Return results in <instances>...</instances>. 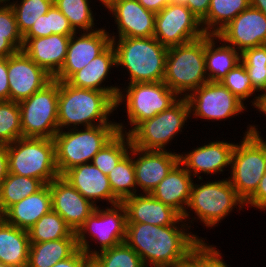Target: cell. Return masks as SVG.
I'll use <instances>...</instances> for the list:
<instances>
[{
	"mask_svg": "<svg viewBox=\"0 0 266 267\" xmlns=\"http://www.w3.org/2000/svg\"><path fill=\"white\" fill-rule=\"evenodd\" d=\"M17 50L6 40V36H0V57H9Z\"/></svg>",
	"mask_w": 266,
	"mask_h": 267,
	"instance_id": "52",
	"label": "cell"
},
{
	"mask_svg": "<svg viewBox=\"0 0 266 267\" xmlns=\"http://www.w3.org/2000/svg\"><path fill=\"white\" fill-rule=\"evenodd\" d=\"M52 210L49 184L38 192L10 206L1 217L9 224L28 231L43 215Z\"/></svg>",
	"mask_w": 266,
	"mask_h": 267,
	"instance_id": "27",
	"label": "cell"
},
{
	"mask_svg": "<svg viewBox=\"0 0 266 267\" xmlns=\"http://www.w3.org/2000/svg\"><path fill=\"white\" fill-rule=\"evenodd\" d=\"M133 162L137 194L141 191L151 193L179 162V154L170 150H144L133 146Z\"/></svg>",
	"mask_w": 266,
	"mask_h": 267,
	"instance_id": "20",
	"label": "cell"
},
{
	"mask_svg": "<svg viewBox=\"0 0 266 267\" xmlns=\"http://www.w3.org/2000/svg\"><path fill=\"white\" fill-rule=\"evenodd\" d=\"M201 21L186 5L170 3L156 13L154 37L167 48L205 36Z\"/></svg>",
	"mask_w": 266,
	"mask_h": 267,
	"instance_id": "14",
	"label": "cell"
},
{
	"mask_svg": "<svg viewBox=\"0 0 266 267\" xmlns=\"http://www.w3.org/2000/svg\"><path fill=\"white\" fill-rule=\"evenodd\" d=\"M103 207L101 209L97 205L95 211L75 232L78 248L89 257L125 242L127 218L124 205L120 202ZM89 240L95 241L99 250L96 247L92 249Z\"/></svg>",
	"mask_w": 266,
	"mask_h": 267,
	"instance_id": "9",
	"label": "cell"
},
{
	"mask_svg": "<svg viewBox=\"0 0 266 267\" xmlns=\"http://www.w3.org/2000/svg\"><path fill=\"white\" fill-rule=\"evenodd\" d=\"M220 83L244 104V101L252 97L251 106L254 108L257 105L260 94L257 93L256 95L253 90L251 80L241 62L231 69Z\"/></svg>",
	"mask_w": 266,
	"mask_h": 267,
	"instance_id": "41",
	"label": "cell"
},
{
	"mask_svg": "<svg viewBox=\"0 0 266 267\" xmlns=\"http://www.w3.org/2000/svg\"><path fill=\"white\" fill-rule=\"evenodd\" d=\"M190 230L188 225L127 223L125 243L137 252L145 267H179L205 242Z\"/></svg>",
	"mask_w": 266,
	"mask_h": 267,
	"instance_id": "1",
	"label": "cell"
},
{
	"mask_svg": "<svg viewBox=\"0 0 266 267\" xmlns=\"http://www.w3.org/2000/svg\"><path fill=\"white\" fill-rule=\"evenodd\" d=\"M51 8L44 15H41L30 30L23 36L25 44L30 38L45 37L52 34Z\"/></svg>",
	"mask_w": 266,
	"mask_h": 267,
	"instance_id": "44",
	"label": "cell"
},
{
	"mask_svg": "<svg viewBox=\"0 0 266 267\" xmlns=\"http://www.w3.org/2000/svg\"><path fill=\"white\" fill-rule=\"evenodd\" d=\"M250 6L260 10L266 15V0H250Z\"/></svg>",
	"mask_w": 266,
	"mask_h": 267,
	"instance_id": "55",
	"label": "cell"
},
{
	"mask_svg": "<svg viewBox=\"0 0 266 267\" xmlns=\"http://www.w3.org/2000/svg\"><path fill=\"white\" fill-rule=\"evenodd\" d=\"M49 189L52 211L58 213L74 232L78 230L97 207L91 201L84 198L62 176L50 182Z\"/></svg>",
	"mask_w": 266,
	"mask_h": 267,
	"instance_id": "21",
	"label": "cell"
},
{
	"mask_svg": "<svg viewBox=\"0 0 266 267\" xmlns=\"http://www.w3.org/2000/svg\"><path fill=\"white\" fill-rule=\"evenodd\" d=\"M259 111L261 114L266 116V93L259 95V99L257 105L254 107Z\"/></svg>",
	"mask_w": 266,
	"mask_h": 267,
	"instance_id": "54",
	"label": "cell"
},
{
	"mask_svg": "<svg viewBox=\"0 0 266 267\" xmlns=\"http://www.w3.org/2000/svg\"><path fill=\"white\" fill-rule=\"evenodd\" d=\"M115 101L108 92L77 88L66 81H59L58 130L117 125L109 120L116 111Z\"/></svg>",
	"mask_w": 266,
	"mask_h": 267,
	"instance_id": "2",
	"label": "cell"
},
{
	"mask_svg": "<svg viewBox=\"0 0 266 267\" xmlns=\"http://www.w3.org/2000/svg\"><path fill=\"white\" fill-rule=\"evenodd\" d=\"M29 248L28 231L0 217V263L7 267H27Z\"/></svg>",
	"mask_w": 266,
	"mask_h": 267,
	"instance_id": "28",
	"label": "cell"
},
{
	"mask_svg": "<svg viewBox=\"0 0 266 267\" xmlns=\"http://www.w3.org/2000/svg\"><path fill=\"white\" fill-rule=\"evenodd\" d=\"M91 0H53V4L68 19L76 32L93 31L98 23H95L96 15L90 7Z\"/></svg>",
	"mask_w": 266,
	"mask_h": 267,
	"instance_id": "35",
	"label": "cell"
},
{
	"mask_svg": "<svg viewBox=\"0 0 266 267\" xmlns=\"http://www.w3.org/2000/svg\"><path fill=\"white\" fill-rule=\"evenodd\" d=\"M250 125L243 139L233 149L231 170L228 177L237 195L246 202L257 190L266 172V155L262 146L249 134Z\"/></svg>",
	"mask_w": 266,
	"mask_h": 267,
	"instance_id": "12",
	"label": "cell"
},
{
	"mask_svg": "<svg viewBox=\"0 0 266 267\" xmlns=\"http://www.w3.org/2000/svg\"><path fill=\"white\" fill-rule=\"evenodd\" d=\"M69 40L70 36L60 34L30 38L22 50L54 78L65 61Z\"/></svg>",
	"mask_w": 266,
	"mask_h": 267,
	"instance_id": "25",
	"label": "cell"
},
{
	"mask_svg": "<svg viewBox=\"0 0 266 267\" xmlns=\"http://www.w3.org/2000/svg\"><path fill=\"white\" fill-rule=\"evenodd\" d=\"M8 172L45 185L59 177L53 139L21 137L8 144Z\"/></svg>",
	"mask_w": 266,
	"mask_h": 267,
	"instance_id": "8",
	"label": "cell"
},
{
	"mask_svg": "<svg viewBox=\"0 0 266 267\" xmlns=\"http://www.w3.org/2000/svg\"><path fill=\"white\" fill-rule=\"evenodd\" d=\"M45 184L36 178L8 173L0 186V215L23 198L41 190Z\"/></svg>",
	"mask_w": 266,
	"mask_h": 267,
	"instance_id": "32",
	"label": "cell"
},
{
	"mask_svg": "<svg viewBox=\"0 0 266 267\" xmlns=\"http://www.w3.org/2000/svg\"><path fill=\"white\" fill-rule=\"evenodd\" d=\"M116 66V53L110 44L101 54L92 59L88 65L74 73L66 82L77 88L93 89L110 93L115 99L120 86H105L111 74V68Z\"/></svg>",
	"mask_w": 266,
	"mask_h": 267,
	"instance_id": "24",
	"label": "cell"
},
{
	"mask_svg": "<svg viewBox=\"0 0 266 267\" xmlns=\"http://www.w3.org/2000/svg\"><path fill=\"white\" fill-rule=\"evenodd\" d=\"M138 2L144 8L156 14L161 11L165 6L172 3V0H138Z\"/></svg>",
	"mask_w": 266,
	"mask_h": 267,
	"instance_id": "51",
	"label": "cell"
},
{
	"mask_svg": "<svg viewBox=\"0 0 266 267\" xmlns=\"http://www.w3.org/2000/svg\"><path fill=\"white\" fill-rule=\"evenodd\" d=\"M179 267H204L193 255Z\"/></svg>",
	"mask_w": 266,
	"mask_h": 267,
	"instance_id": "56",
	"label": "cell"
},
{
	"mask_svg": "<svg viewBox=\"0 0 266 267\" xmlns=\"http://www.w3.org/2000/svg\"><path fill=\"white\" fill-rule=\"evenodd\" d=\"M113 194L122 202L127 197L137 194L133 146L108 174Z\"/></svg>",
	"mask_w": 266,
	"mask_h": 267,
	"instance_id": "33",
	"label": "cell"
},
{
	"mask_svg": "<svg viewBox=\"0 0 266 267\" xmlns=\"http://www.w3.org/2000/svg\"><path fill=\"white\" fill-rule=\"evenodd\" d=\"M53 80L23 50L8 57L9 100L20 102Z\"/></svg>",
	"mask_w": 266,
	"mask_h": 267,
	"instance_id": "16",
	"label": "cell"
},
{
	"mask_svg": "<svg viewBox=\"0 0 266 267\" xmlns=\"http://www.w3.org/2000/svg\"><path fill=\"white\" fill-rule=\"evenodd\" d=\"M62 177L95 206L98 201H106L110 205L121 202L112 192L108 175L92 162L72 167Z\"/></svg>",
	"mask_w": 266,
	"mask_h": 267,
	"instance_id": "23",
	"label": "cell"
},
{
	"mask_svg": "<svg viewBox=\"0 0 266 267\" xmlns=\"http://www.w3.org/2000/svg\"><path fill=\"white\" fill-rule=\"evenodd\" d=\"M7 3L14 12L20 33L24 36L33 23L48 12L53 5V0H13V2L7 1Z\"/></svg>",
	"mask_w": 266,
	"mask_h": 267,
	"instance_id": "38",
	"label": "cell"
},
{
	"mask_svg": "<svg viewBox=\"0 0 266 267\" xmlns=\"http://www.w3.org/2000/svg\"><path fill=\"white\" fill-rule=\"evenodd\" d=\"M90 261L91 257L83 250L78 249L72 256L57 262L52 267H86Z\"/></svg>",
	"mask_w": 266,
	"mask_h": 267,
	"instance_id": "48",
	"label": "cell"
},
{
	"mask_svg": "<svg viewBox=\"0 0 266 267\" xmlns=\"http://www.w3.org/2000/svg\"><path fill=\"white\" fill-rule=\"evenodd\" d=\"M118 133L117 125H97L58 131L55 143L59 175L77 165L91 163L99 150Z\"/></svg>",
	"mask_w": 266,
	"mask_h": 267,
	"instance_id": "6",
	"label": "cell"
},
{
	"mask_svg": "<svg viewBox=\"0 0 266 267\" xmlns=\"http://www.w3.org/2000/svg\"><path fill=\"white\" fill-rule=\"evenodd\" d=\"M59 81L19 102L22 137L53 139L58 130Z\"/></svg>",
	"mask_w": 266,
	"mask_h": 267,
	"instance_id": "11",
	"label": "cell"
},
{
	"mask_svg": "<svg viewBox=\"0 0 266 267\" xmlns=\"http://www.w3.org/2000/svg\"><path fill=\"white\" fill-rule=\"evenodd\" d=\"M216 35L240 53L245 49L266 44V15L249 6Z\"/></svg>",
	"mask_w": 266,
	"mask_h": 267,
	"instance_id": "18",
	"label": "cell"
},
{
	"mask_svg": "<svg viewBox=\"0 0 266 267\" xmlns=\"http://www.w3.org/2000/svg\"><path fill=\"white\" fill-rule=\"evenodd\" d=\"M190 117L206 121H225L246 111L247 104L240 101L220 82L208 81L186 97ZM213 120V121H212Z\"/></svg>",
	"mask_w": 266,
	"mask_h": 267,
	"instance_id": "13",
	"label": "cell"
},
{
	"mask_svg": "<svg viewBox=\"0 0 266 267\" xmlns=\"http://www.w3.org/2000/svg\"><path fill=\"white\" fill-rule=\"evenodd\" d=\"M201 242L194 250L193 256L204 267H229L223 260L222 253L217 250L216 246Z\"/></svg>",
	"mask_w": 266,
	"mask_h": 267,
	"instance_id": "43",
	"label": "cell"
},
{
	"mask_svg": "<svg viewBox=\"0 0 266 267\" xmlns=\"http://www.w3.org/2000/svg\"><path fill=\"white\" fill-rule=\"evenodd\" d=\"M9 100L8 57H0V101Z\"/></svg>",
	"mask_w": 266,
	"mask_h": 267,
	"instance_id": "49",
	"label": "cell"
},
{
	"mask_svg": "<svg viewBox=\"0 0 266 267\" xmlns=\"http://www.w3.org/2000/svg\"><path fill=\"white\" fill-rule=\"evenodd\" d=\"M101 2L102 6L107 8L114 0H98Z\"/></svg>",
	"mask_w": 266,
	"mask_h": 267,
	"instance_id": "57",
	"label": "cell"
},
{
	"mask_svg": "<svg viewBox=\"0 0 266 267\" xmlns=\"http://www.w3.org/2000/svg\"><path fill=\"white\" fill-rule=\"evenodd\" d=\"M78 249L75 232L68 238L30 243L27 267H52Z\"/></svg>",
	"mask_w": 266,
	"mask_h": 267,
	"instance_id": "30",
	"label": "cell"
},
{
	"mask_svg": "<svg viewBox=\"0 0 266 267\" xmlns=\"http://www.w3.org/2000/svg\"><path fill=\"white\" fill-rule=\"evenodd\" d=\"M244 206L245 202L237 195L228 178L208 180L201 184L193 182L189 202L182 219L188 226L190 225L189 228H192L191 223L197 218L205 227L211 229L217 227L235 208L241 211ZM190 211H194L196 215L192 218L193 220H190V216H193L190 215Z\"/></svg>",
	"mask_w": 266,
	"mask_h": 267,
	"instance_id": "4",
	"label": "cell"
},
{
	"mask_svg": "<svg viewBox=\"0 0 266 267\" xmlns=\"http://www.w3.org/2000/svg\"><path fill=\"white\" fill-rule=\"evenodd\" d=\"M22 137L21 113L18 102L0 101V144H10Z\"/></svg>",
	"mask_w": 266,
	"mask_h": 267,
	"instance_id": "40",
	"label": "cell"
},
{
	"mask_svg": "<svg viewBox=\"0 0 266 267\" xmlns=\"http://www.w3.org/2000/svg\"><path fill=\"white\" fill-rule=\"evenodd\" d=\"M245 206L254 207V209L266 210V172L261 178L256 192L245 202Z\"/></svg>",
	"mask_w": 266,
	"mask_h": 267,
	"instance_id": "46",
	"label": "cell"
},
{
	"mask_svg": "<svg viewBox=\"0 0 266 267\" xmlns=\"http://www.w3.org/2000/svg\"><path fill=\"white\" fill-rule=\"evenodd\" d=\"M193 179L178 162L150 194L183 216L189 202Z\"/></svg>",
	"mask_w": 266,
	"mask_h": 267,
	"instance_id": "26",
	"label": "cell"
},
{
	"mask_svg": "<svg viewBox=\"0 0 266 267\" xmlns=\"http://www.w3.org/2000/svg\"><path fill=\"white\" fill-rule=\"evenodd\" d=\"M8 173V144H0V186Z\"/></svg>",
	"mask_w": 266,
	"mask_h": 267,
	"instance_id": "50",
	"label": "cell"
},
{
	"mask_svg": "<svg viewBox=\"0 0 266 267\" xmlns=\"http://www.w3.org/2000/svg\"><path fill=\"white\" fill-rule=\"evenodd\" d=\"M240 62L246 69L253 90L256 93L261 91L260 95L266 93V44L243 50Z\"/></svg>",
	"mask_w": 266,
	"mask_h": 267,
	"instance_id": "37",
	"label": "cell"
},
{
	"mask_svg": "<svg viewBox=\"0 0 266 267\" xmlns=\"http://www.w3.org/2000/svg\"><path fill=\"white\" fill-rule=\"evenodd\" d=\"M0 36H6V40L17 50L23 49V36L18 29L14 12L11 6L0 1Z\"/></svg>",
	"mask_w": 266,
	"mask_h": 267,
	"instance_id": "42",
	"label": "cell"
},
{
	"mask_svg": "<svg viewBox=\"0 0 266 267\" xmlns=\"http://www.w3.org/2000/svg\"><path fill=\"white\" fill-rule=\"evenodd\" d=\"M121 86L116 98V111L125 104L128 125L116 122L118 132L129 134L139 123L167 110L180 97L163 81L142 82ZM126 102V103H124ZM128 131V132H127Z\"/></svg>",
	"mask_w": 266,
	"mask_h": 267,
	"instance_id": "5",
	"label": "cell"
},
{
	"mask_svg": "<svg viewBox=\"0 0 266 267\" xmlns=\"http://www.w3.org/2000/svg\"><path fill=\"white\" fill-rule=\"evenodd\" d=\"M91 260L98 267H145L137 252L125 242L97 252Z\"/></svg>",
	"mask_w": 266,
	"mask_h": 267,
	"instance_id": "39",
	"label": "cell"
},
{
	"mask_svg": "<svg viewBox=\"0 0 266 267\" xmlns=\"http://www.w3.org/2000/svg\"><path fill=\"white\" fill-rule=\"evenodd\" d=\"M86 267H98L92 260L86 265Z\"/></svg>",
	"mask_w": 266,
	"mask_h": 267,
	"instance_id": "58",
	"label": "cell"
},
{
	"mask_svg": "<svg viewBox=\"0 0 266 267\" xmlns=\"http://www.w3.org/2000/svg\"><path fill=\"white\" fill-rule=\"evenodd\" d=\"M111 44L116 53L115 68L127 70L128 84L163 81L168 48L155 37H117Z\"/></svg>",
	"mask_w": 266,
	"mask_h": 267,
	"instance_id": "3",
	"label": "cell"
},
{
	"mask_svg": "<svg viewBox=\"0 0 266 267\" xmlns=\"http://www.w3.org/2000/svg\"><path fill=\"white\" fill-rule=\"evenodd\" d=\"M51 23L52 34H60L63 36H71L76 31L70 25L68 19L61 13V11L53 4L51 6Z\"/></svg>",
	"mask_w": 266,
	"mask_h": 267,
	"instance_id": "45",
	"label": "cell"
},
{
	"mask_svg": "<svg viewBox=\"0 0 266 267\" xmlns=\"http://www.w3.org/2000/svg\"><path fill=\"white\" fill-rule=\"evenodd\" d=\"M250 6V0H211L207 16L201 21L207 35H216Z\"/></svg>",
	"mask_w": 266,
	"mask_h": 267,
	"instance_id": "31",
	"label": "cell"
},
{
	"mask_svg": "<svg viewBox=\"0 0 266 267\" xmlns=\"http://www.w3.org/2000/svg\"><path fill=\"white\" fill-rule=\"evenodd\" d=\"M190 118L187 99L179 98L167 110L139 123L128 134L131 144L144 150H167L165 147L181 134Z\"/></svg>",
	"mask_w": 266,
	"mask_h": 267,
	"instance_id": "10",
	"label": "cell"
},
{
	"mask_svg": "<svg viewBox=\"0 0 266 267\" xmlns=\"http://www.w3.org/2000/svg\"><path fill=\"white\" fill-rule=\"evenodd\" d=\"M238 63V50L224 43L217 35H205V65L209 81L220 82Z\"/></svg>",
	"mask_w": 266,
	"mask_h": 267,
	"instance_id": "29",
	"label": "cell"
},
{
	"mask_svg": "<svg viewBox=\"0 0 266 267\" xmlns=\"http://www.w3.org/2000/svg\"><path fill=\"white\" fill-rule=\"evenodd\" d=\"M209 80L205 65V36L168 48L163 82L180 98Z\"/></svg>",
	"mask_w": 266,
	"mask_h": 267,
	"instance_id": "7",
	"label": "cell"
},
{
	"mask_svg": "<svg viewBox=\"0 0 266 267\" xmlns=\"http://www.w3.org/2000/svg\"><path fill=\"white\" fill-rule=\"evenodd\" d=\"M114 18L117 33L111 39L123 37H154L156 14L144 8L138 0H114L107 8ZM118 34V35H117Z\"/></svg>",
	"mask_w": 266,
	"mask_h": 267,
	"instance_id": "19",
	"label": "cell"
},
{
	"mask_svg": "<svg viewBox=\"0 0 266 267\" xmlns=\"http://www.w3.org/2000/svg\"><path fill=\"white\" fill-rule=\"evenodd\" d=\"M236 143L224 141H211L208 144L194 148L189 152L179 154V163L191 174L203 180V175H214L231 168V158ZM184 153V154H183Z\"/></svg>",
	"mask_w": 266,
	"mask_h": 267,
	"instance_id": "17",
	"label": "cell"
},
{
	"mask_svg": "<svg viewBox=\"0 0 266 267\" xmlns=\"http://www.w3.org/2000/svg\"><path fill=\"white\" fill-rule=\"evenodd\" d=\"M126 209L127 223L157 226L188 225L172 207L158 201L150 193H138L121 202Z\"/></svg>",
	"mask_w": 266,
	"mask_h": 267,
	"instance_id": "22",
	"label": "cell"
},
{
	"mask_svg": "<svg viewBox=\"0 0 266 267\" xmlns=\"http://www.w3.org/2000/svg\"><path fill=\"white\" fill-rule=\"evenodd\" d=\"M110 44L111 38L105 28L75 32L70 36L62 68L53 79L67 81L74 73L84 68L92 59L101 54Z\"/></svg>",
	"mask_w": 266,
	"mask_h": 267,
	"instance_id": "15",
	"label": "cell"
},
{
	"mask_svg": "<svg viewBox=\"0 0 266 267\" xmlns=\"http://www.w3.org/2000/svg\"><path fill=\"white\" fill-rule=\"evenodd\" d=\"M74 231L56 212L43 215L29 230L30 243L47 242L70 237Z\"/></svg>",
	"mask_w": 266,
	"mask_h": 267,
	"instance_id": "34",
	"label": "cell"
},
{
	"mask_svg": "<svg viewBox=\"0 0 266 267\" xmlns=\"http://www.w3.org/2000/svg\"><path fill=\"white\" fill-rule=\"evenodd\" d=\"M256 127H258V125L251 124L249 134L262 146L266 155V140L262 137L263 135H261V131Z\"/></svg>",
	"mask_w": 266,
	"mask_h": 267,
	"instance_id": "53",
	"label": "cell"
},
{
	"mask_svg": "<svg viewBox=\"0 0 266 267\" xmlns=\"http://www.w3.org/2000/svg\"><path fill=\"white\" fill-rule=\"evenodd\" d=\"M211 0H172L174 4L186 5L202 21L208 13Z\"/></svg>",
	"mask_w": 266,
	"mask_h": 267,
	"instance_id": "47",
	"label": "cell"
},
{
	"mask_svg": "<svg viewBox=\"0 0 266 267\" xmlns=\"http://www.w3.org/2000/svg\"><path fill=\"white\" fill-rule=\"evenodd\" d=\"M132 147L128 134L118 132L94 156L92 163L108 175L117 163L130 151Z\"/></svg>",
	"mask_w": 266,
	"mask_h": 267,
	"instance_id": "36",
	"label": "cell"
}]
</instances>
